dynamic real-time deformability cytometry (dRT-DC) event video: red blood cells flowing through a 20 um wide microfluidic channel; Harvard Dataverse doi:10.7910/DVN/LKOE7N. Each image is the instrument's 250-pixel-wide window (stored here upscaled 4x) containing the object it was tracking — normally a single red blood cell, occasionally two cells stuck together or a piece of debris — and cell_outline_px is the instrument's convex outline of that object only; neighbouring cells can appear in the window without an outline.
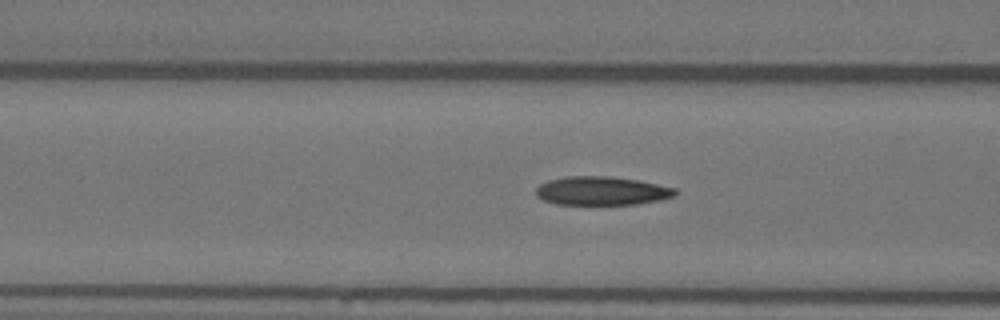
{"species": "Egyptian fruit bat (a non-hibernating species)", "species_latin": "Rousettus aegyptiacus", "temperature_condition": "warm", "stored_images_in_passage": 54, "camera_frame_rate_fps": 3000, "um_per_image_px": 0.085, "animal": {"sex": "female"}, "frame": {"image": 1, "passage_image": 22, "time_ms": 7.0, "image_size_px": [1000, 320], "cell_outline_px": [[676, 196], [660, 200], [636, 204], [556, 204], [544, 200], [536, 196], [536, 188], [540, 184], [548, 180], [568, 176], [608, 176], [640, 180], [676, 188]], "centroid_in_image_um": [51.16, 16.22], "position_along_channel_um": 115.4, "area_um2": 23.29}}
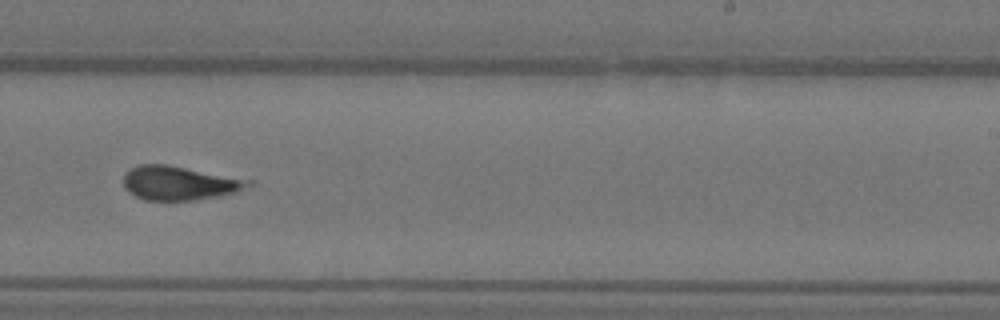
{"frame": {"image": 2, "passage_image": 35, "time_ms": 11.333, "image_size_px": [1000, 320], "cell_outline_px": [[256, 184], [236, 192], [220, 196], [192, 200], [144, 200], [128, 192], [124, 188], [124, 172], [140, 164], [168, 164], [256, 180]], "centroid_in_image_um": [15.31, 15.55], "position_along_channel_um": 273.7, "area_um2": 25.2}}
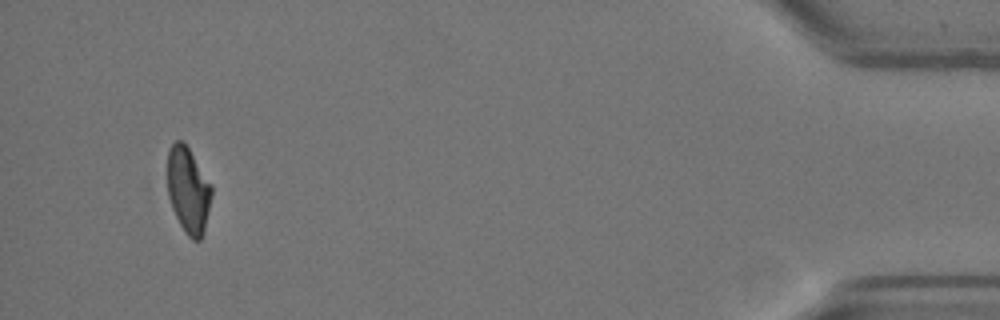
{"frame": {"image": 3, "passage_image": 53, "time_ms": 17.333, "image_size_px": [1000, 320], "cell_outline_px": [[212, 196], [204, 232], [200, 240], [192, 240], [188, 236], [180, 224], [172, 208], [168, 196], [168, 148], [176, 140], [184, 140], [212, 184]], "centroid_in_image_um": [16.01, 16.13], "position_along_channel_um": 419.2, "area_um2": 22.37}}